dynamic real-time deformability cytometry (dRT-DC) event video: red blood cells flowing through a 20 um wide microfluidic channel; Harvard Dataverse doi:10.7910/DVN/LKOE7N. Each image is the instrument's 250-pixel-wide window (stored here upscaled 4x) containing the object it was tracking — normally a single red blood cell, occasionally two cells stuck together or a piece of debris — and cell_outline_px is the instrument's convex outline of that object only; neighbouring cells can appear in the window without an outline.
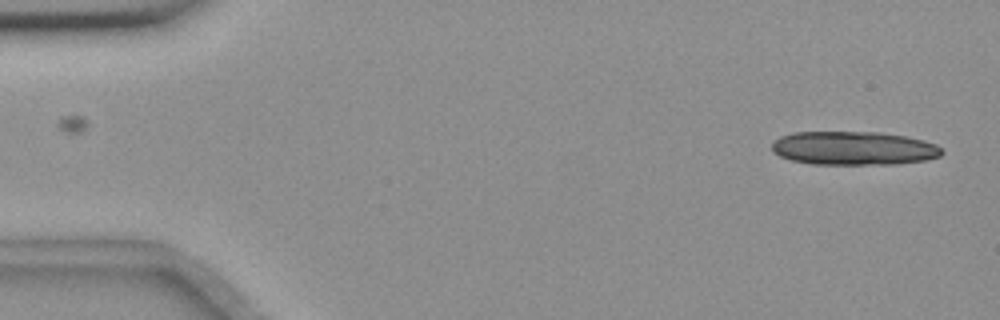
{"species": "common noctule bat (a hibernating species)", "species_latin": "Nyctalus noctula", "temperature_condition": "room temperature", "stored_images_in_passage": 14, "camera_frame_rate_fps": 3000, "um_per_image_px": 0.085, "animal": {"sex": "female", "body_mass_g": 18.4}, "frame": {"image": 1, "passage_image": 1, "time_ms": 0.0, "image_size_px": [1000, 320], "cell_outline_px": [[944, 152], [940, 156], [924, 160], [896, 164], [812, 164], [792, 160], [780, 156], [772, 152], [772, 144], [780, 136], [792, 132], [880, 132], [904, 136], [924, 140], [936, 144]], "centroid_in_image_um": [72.55, 12.59], "position_along_channel_um": 12.4, "area_um2": 33.35}}